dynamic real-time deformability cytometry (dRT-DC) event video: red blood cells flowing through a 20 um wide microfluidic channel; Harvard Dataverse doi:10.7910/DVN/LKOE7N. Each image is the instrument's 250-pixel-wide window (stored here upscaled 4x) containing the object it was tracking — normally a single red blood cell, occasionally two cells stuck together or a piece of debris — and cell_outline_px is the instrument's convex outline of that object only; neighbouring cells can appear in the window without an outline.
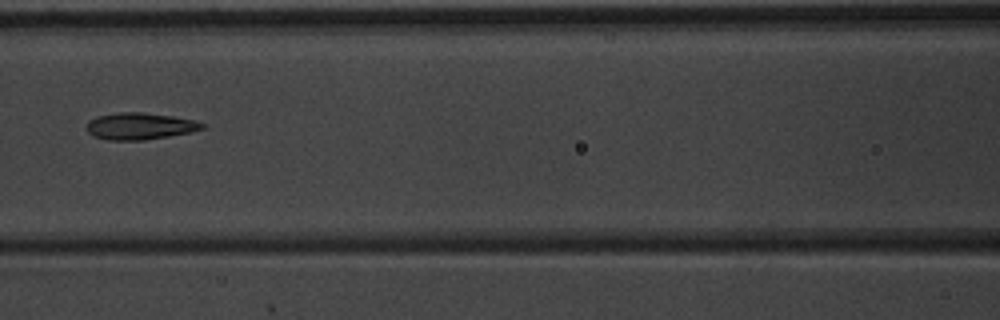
{"species": "common noctule bat (a hibernating species)", "species_latin": "Nyctalus noctula", "temperature_condition": "warm", "stored_images_in_passage": 4, "camera_frame_rate_fps": 3000, "um_per_image_px": 0.085, "animal": {"sex": "male", "body_mass_g": 20.1, "forearm_length_mm": 53.5}, "frame": {"image": 1, "passage_image": 4, "time_ms": 1.0, "image_size_px": [1000, 320], "cell_outline_px": [[208, 128], [192, 132], [144, 140], [108, 140], [92, 136], [84, 128], [88, 120], [96, 116], [120, 112], [140, 112], [172, 116], [196, 120], [204, 124]], "centroid_in_image_um": [11.87, 10.72], "position_along_channel_um": 154.7, "area_um2": 18.32}}